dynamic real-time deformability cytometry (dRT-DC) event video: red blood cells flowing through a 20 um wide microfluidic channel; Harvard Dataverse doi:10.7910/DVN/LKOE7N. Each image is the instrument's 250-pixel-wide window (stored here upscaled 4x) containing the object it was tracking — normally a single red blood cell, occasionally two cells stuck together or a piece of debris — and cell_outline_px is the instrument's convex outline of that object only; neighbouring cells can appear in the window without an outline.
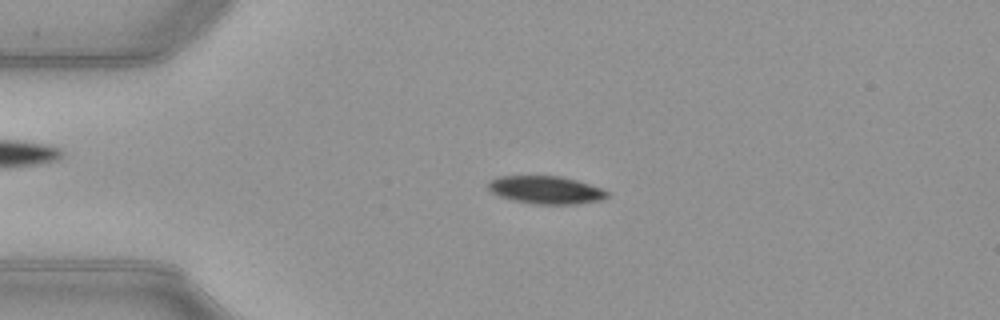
{"species": "common noctule bat (a hibernating species)", "species_latin": "Nyctalus noctula", "temperature_condition": "warm", "stored_images_in_passage": 52, "camera_frame_rate_fps": 3000, "um_per_image_px": 0.085, "animal": {"sex": "female", "body_mass_g": 21.9}, "frame": {"image": 1, "passage_image": 12, "time_ms": 3.667, "image_size_px": [1000, 320], "cell_outline_px": [[608, 196], [604, 200], [576, 204], [536, 204], [512, 200], [500, 196], [492, 192], [488, 188], [488, 180], [496, 176], [560, 176], [576, 180], [600, 188], [608, 192]], "centroid_in_image_um": [46.38, 16.14], "position_along_channel_um": 38.6, "area_um2": 19.31}}
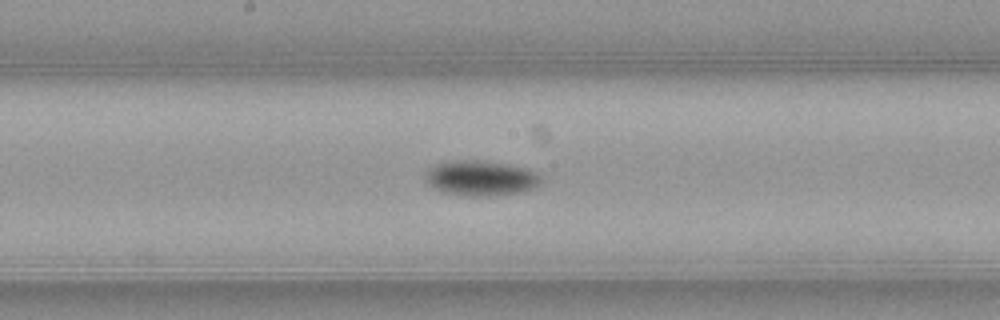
{"frame": {"image": 2, "passage_image": 27, "time_ms": 8.667, "image_size_px": [1000, 320], "cell_outline_px": [[540, 184], [524, 192], [496, 196], [468, 196], [444, 192], [428, 184], [428, 172], [436, 164], [456, 160], [480, 160], [508, 164], [528, 168], [536, 172], [540, 176]], "centroid_in_image_um": [40.96, 15.15], "position_along_channel_um": 207.2, "area_um2": 23.52}}
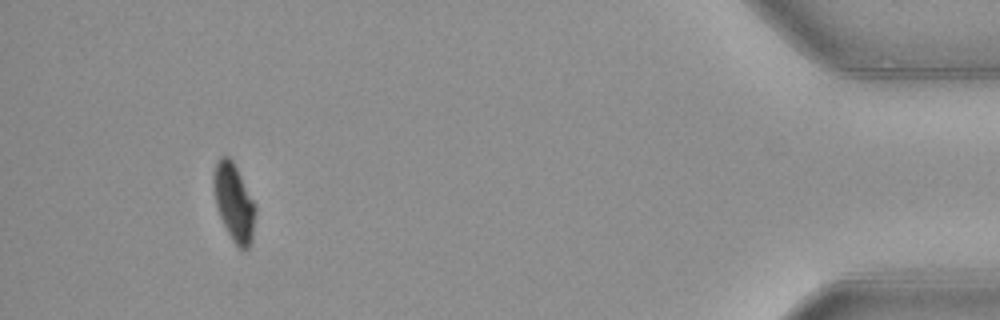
{"frame": {"image": 3, "passage_image": 48, "time_ms": 15.667, "image_size_px": [1000, 320], "cell_outline_px": [[256, 208], [252, 240], [248, 248], [240, 248], [232, 240], [220, 216], [216, 204], [212, 180], [212, 176], [216, 160], [220, 156], [228, 156], [232, 160]], "centroid_in_image_um": [19.86, 17.18], "position_along_channel_um": 415.3, "area_um2": 18.44}, "authors_computed_cell_mechanics": {"area_um2": 20.4034, "velocity_mm_per_s": 3.9891, "shape_relaxation_time_tau1_ms": 2.8609, "shape_relaxation_time_tau2_ms": null, "deformation_change_tau1": 0.1298, "deformation_change_tau2": null}}